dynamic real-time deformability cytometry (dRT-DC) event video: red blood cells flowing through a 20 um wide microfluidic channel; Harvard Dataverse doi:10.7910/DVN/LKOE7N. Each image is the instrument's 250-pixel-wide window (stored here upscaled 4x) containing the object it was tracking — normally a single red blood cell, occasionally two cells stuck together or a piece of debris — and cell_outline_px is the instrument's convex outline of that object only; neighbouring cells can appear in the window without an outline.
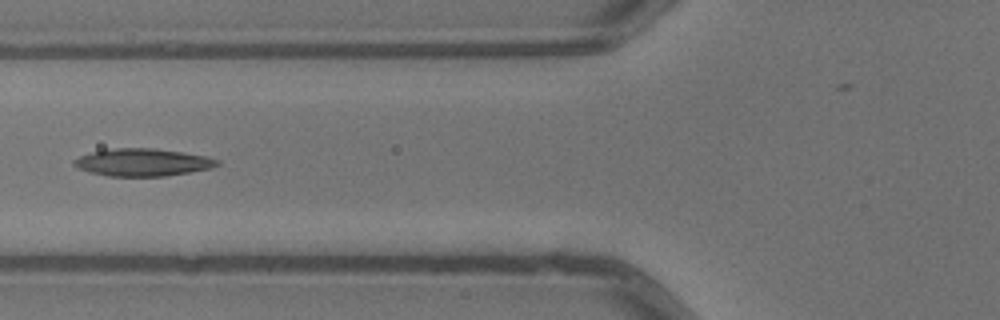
{"species": "common noctule bat (a hibernating species)", "species_latin": "Nyctalus noctula", "temperature_condition": "warm", "stored_images_in_passage": 7, "camera_frame_rate_fps": 3000, "um_per_image_px": 0.085, "animal": {"sex": "male", "body_mass_g": 13.3}, "frame": {"image": 1, "passage_image": 6, "time_ms": 1.667, "image_size_px": [1000, 320], "cell_outline_px": [[220, 164], [212, 168], [164, 176], [108, 176], [88, 172], [76, 168], [72, 164], [72, 160], [80, 156], [92, 152], [116, 148], [152, 148], [184, 152], [208, 156], [220, 160]], "centroid_in_image_um": [12.12, 13.8], "position_along_channel_um": 113.7, "area_um2": 23.06}}